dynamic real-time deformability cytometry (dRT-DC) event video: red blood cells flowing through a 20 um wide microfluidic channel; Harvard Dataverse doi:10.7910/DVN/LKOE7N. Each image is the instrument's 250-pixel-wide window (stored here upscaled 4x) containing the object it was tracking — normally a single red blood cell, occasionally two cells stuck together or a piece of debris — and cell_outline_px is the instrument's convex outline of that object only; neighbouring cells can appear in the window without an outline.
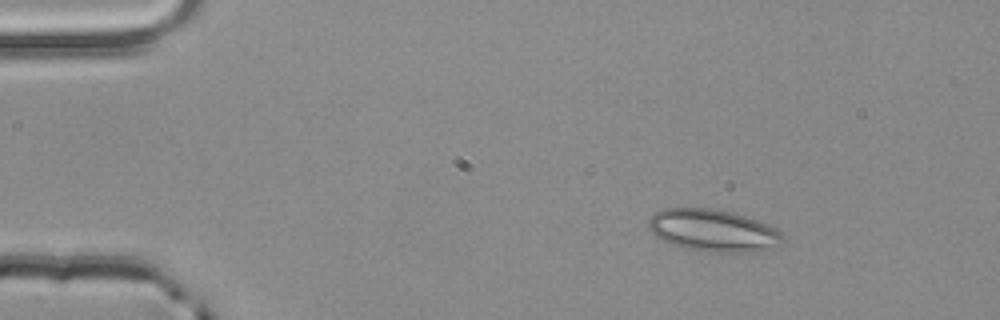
{"species": "common noctule bat (a hibernating species)", "species_latin": "Nyctalus noctula", "temperature_condition": "room temperature", "stored_images_in_passage": 3, "camera_frame_rate_fps": 3000, "um_per_image_px": 0.085, "animal": {"sex": "male", "body_mass_g": 20.4}, "frame": {"image": 1, "passage_image": 3, "time_ms": 0.667, "image_size_px": [1000, 320], "cell_outline_px": [[784, 240], [760, 252], [708, 252], [684, 248], [672, 244], [656, 236], [648, 228], [648, 220], [656, 212], [664, 208], [712, 208], [732, 212], [768, 224], [776, 228], [784, 236]], "centroid_in_image_um": [60.61, 19.59], "position_along_channel_um": 24.4, "area_um2": 32.89}}